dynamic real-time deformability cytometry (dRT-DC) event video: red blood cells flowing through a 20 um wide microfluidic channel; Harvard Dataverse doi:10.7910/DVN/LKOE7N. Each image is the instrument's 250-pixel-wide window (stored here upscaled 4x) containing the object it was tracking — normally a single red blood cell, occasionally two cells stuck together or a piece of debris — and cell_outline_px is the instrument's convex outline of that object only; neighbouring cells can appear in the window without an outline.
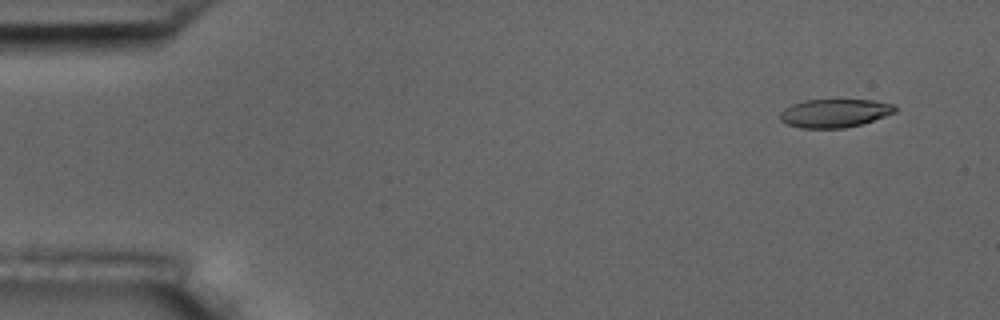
{"species": "common noctule bat (a hibernating species)", "species_latin": "Nyctalus noctula", "temperature_condition": "room temperature", "stored_images_in_passage": 5, "camera_frame_rate_fps": 3000, "um_per_image_px": 0.085, "animal": {"sex": "male", "body_mass_g": 17.5, "forearm_length_mm": 52.3}, "frame": {"image": 1, "passage_image": 2, "time_ms": 1.0, "image_size_px": [1000, 320], "cell_outline_px": [[900, 108], [896, 112], [860, 124], [844, 128], [800, 128], [788, 124], [780, 120], [780, 112], [784, 108], [792, 104], [804, 100], [872, 100], [892, 104]], "centroid_in_image_um": [70.93, 9.61], "position_along_channel_um": 14.1, "area_um2": 18.96}}
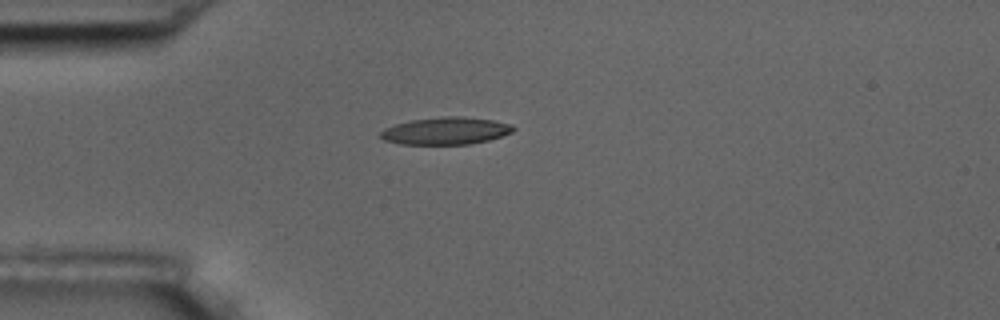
{"frame": {"image": 2, "passage_image": 5, "time_ms": 4.667, "image_size_px": [1000, 320], "cell_outline_px": [[516, 128], [512, 132], [488, 140], [468, 144], [400, 144], [384, 140], [380, 136], [380, 132], [384, 128], [396, 124], [412, 120], [444, 116], [464, 116], [492, 120], [512, 124]], "centroid_in_image_um": [37.89, 11.12], "position_along_channel_um": 47.1, "area_um2": 21.04}}